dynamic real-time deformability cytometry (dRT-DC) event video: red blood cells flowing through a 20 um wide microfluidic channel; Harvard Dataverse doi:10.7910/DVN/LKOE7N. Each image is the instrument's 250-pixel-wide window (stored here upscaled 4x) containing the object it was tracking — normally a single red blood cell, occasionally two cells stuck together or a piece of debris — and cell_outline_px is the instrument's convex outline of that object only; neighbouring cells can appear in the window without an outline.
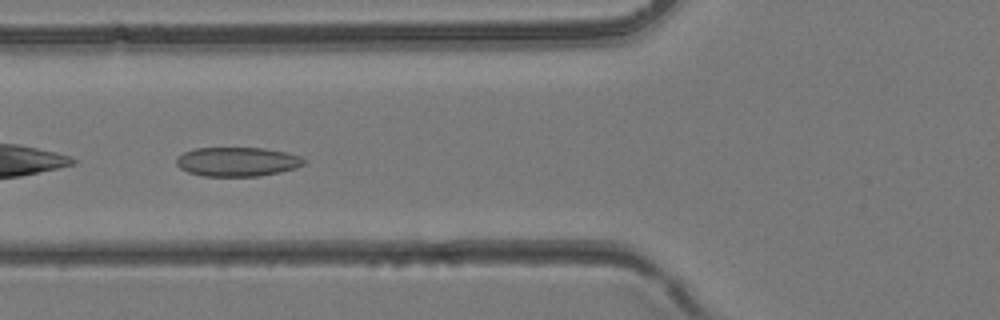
{"species": "common noctule bat (a hibernating species)", "species_latin": "Nyctalus noctula", "temperature_condition": "room temperature", "stored_images_in_passage": 36, "camera_frame_rate_fps": 3000, "um_per_image_px": 0.085, "animal": {"sex": "female", "body_mass_g": 24.6, "forearm_length_mm": 56.2}, "frame": {"image": 1, "passage_image": 10, "time_ms": 3.0, "image_size_px": [1000, 320], "cell_outline_px": [[308, 160], [304, 164], [296, 168], [280, 172], [260, 176], [200, 176], [188, 172], [180, 168], [176, 164], [176, 160], [184, 152], [196, 148], [264, 148], [284, 152], [300, 156]], "centroid_in_image_um": [20.19, 13.75], "position_along_channel_um": 105.6, "area_um2": 21.73}}
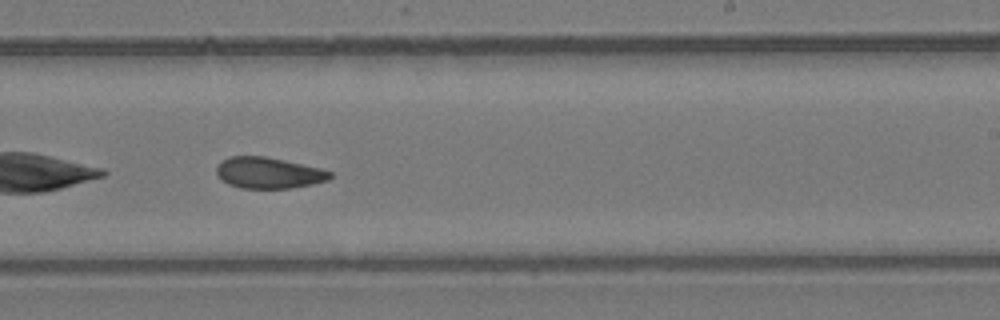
{"frame": {"image": 2, "passage_image": 20, "time_ms": 6.333, "image_size_px": [1000, 320], "cell_outline_px": [[332, 176], [328, 180], [312, 184], [288, 188], [240, 188], [228, 184], [216, 172], [216, 168], [220, 160], [232, 156], [264, 156], [284, 160], [320, 168], [332, 172]], "centroid_in_image_um": [22.82, 14.69], "position_along_channel_um": 266.2, "area_um2": 20.46}}
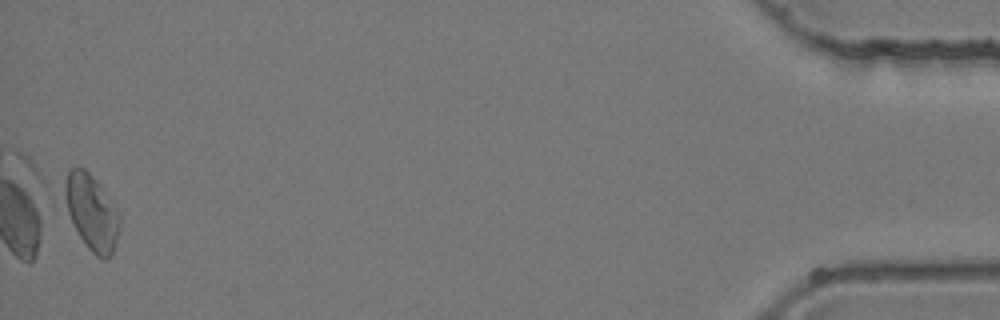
{"frame": {"image": 3, "passage_image": 36, "time_ms": 11.667, "image_size_px": [1000, 320], "cell_outline_px": [[120, 220], [116, 240], [112, 252], [104, 260], [96, 256], [88, 248], [80, 236], [68, 212], [64, 196], [64, 188], [68, 172], [72, 168], [84, 168], [96, 180], [120, 212]], "centroid_in_image_um": [7.8, 18.04], "position_along_channel_um": 427.4, "area_um2": 23.58}}